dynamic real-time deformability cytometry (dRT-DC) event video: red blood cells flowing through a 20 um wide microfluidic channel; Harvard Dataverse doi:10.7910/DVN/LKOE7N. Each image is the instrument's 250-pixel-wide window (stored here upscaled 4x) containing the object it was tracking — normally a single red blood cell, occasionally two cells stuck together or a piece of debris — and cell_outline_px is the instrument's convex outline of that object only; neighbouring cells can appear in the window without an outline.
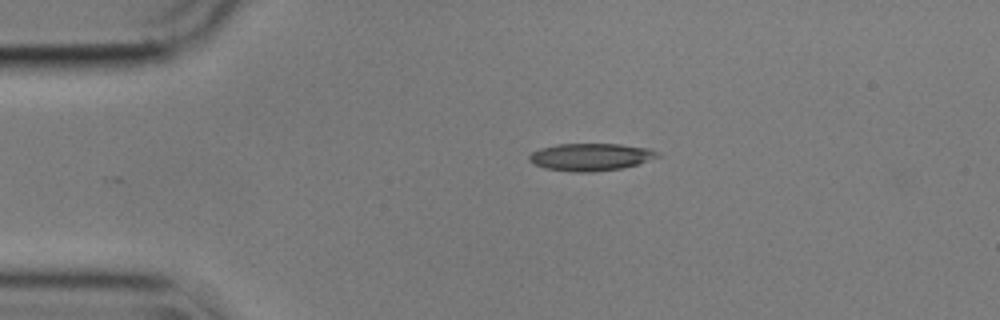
{"species": "common noctule bat (a hibernating species)", "species_latin": "Nyctalus noctula", "temperature_condition": "cold", "stored_images_in_passage": 45, "camera_frame_rate_fps": 3000, "um_per_image_px": 0.085, "animal": {"sex": "male", "body_mass_g": 17.9}, "frame": {"image": 1, "passage_image": 1, "time_ms": 0.0, "image_size_px": [1000, 320], "cell_outline_px": [[660, 156], [636, 164], [620, 168], [592, 172], [572, 172], [544, 168], [528, 160], [528, 156], [532, 152], [540, 148], [556, 144], [620, 144], [648, 148], [660, 152]], "centroid_in_image_um": [50.18, 13.33], "position_along_channel_um": 34.8, "area_um2": 20.4}}
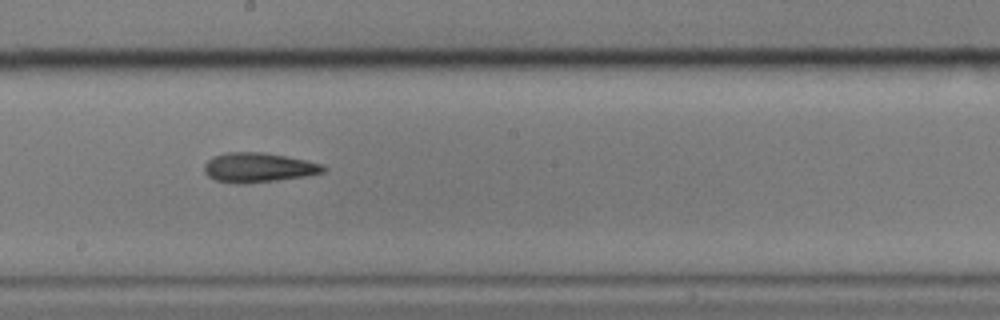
{"frame": {"image": 2, "passage_image": 20, "time_ms": 6.333, "image_size_px": [1000, 320], "cell_outline_px": [[328, 168], [324, 172], [308, 176], [248, 184], [240, 184], [216, 180], [208, 176], [204, 172], [204, 164], [212, 156], [228, 152], [264, 152], [324, 164]], "centroid_in_image_um": [21.97, 14.25], "position_along_channel_um": 226.2, "area_um2": 20.69}}
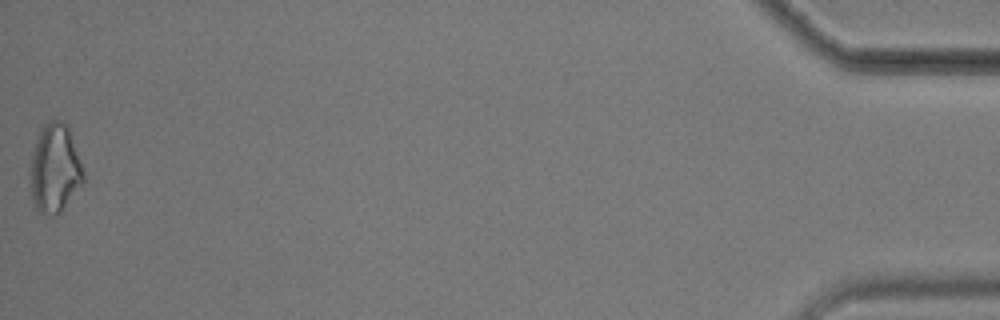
{"frame": {"image": 3, "passage_image": 45, "time_ms": 14.667, "image_size_px": [1000, 320], "cell_outline_px": [[84, 180], [60, 212], [52, 216], [40, 212], [36, 208], [32, 196], [28, 172], [32, 152], [36, 140], [44, 124], [48, 120], [60, 120], [68, 124], [84, 172]], "centroid_in_image_um": [4.63, 14.29], "position_along_channel_um": 430.6, "area_um2": 27.51}, "authors_computed_cell_mechanics": {"area_um2": 20.4612, "velocity_mm_per_s": 3.5908, "shape_relaxation_time_tau1_ms": 4.5422, "shape_relaxation_time_tau2_ms": 5.3193, "deformation_change_tau1": 0.1407, "deformation_change_tau2": 0.1411}}